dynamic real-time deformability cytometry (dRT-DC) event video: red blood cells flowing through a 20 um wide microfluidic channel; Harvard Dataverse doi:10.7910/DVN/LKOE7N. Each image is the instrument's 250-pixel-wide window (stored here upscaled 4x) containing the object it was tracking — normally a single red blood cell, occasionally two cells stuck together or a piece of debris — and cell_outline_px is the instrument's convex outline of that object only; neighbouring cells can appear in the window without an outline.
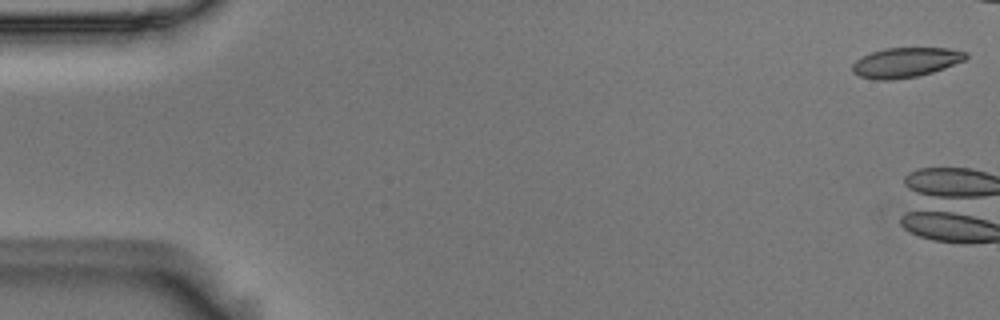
{"species": "Egyptian fruit bat (a non-hibernating species)", "species_latin": "Rousettus aegyptiacus", "temperature_condition": "room temperature", "stored_images_in_passage": 6, "camera_frame_rate_fps": 3000, "um_per_image_px": 0.085, "animal": {"sex": "male"}, "frame": {"image": 1, "passage_image": 1, "time_ms": 0.0, "image_size_px": [1000, 320], "cell_outline_px": [[968, 56], [964, 60], [944, 68], [932, 72], [916, 76], [892, 80], [876, 80], [860, 76], [852, 72], [852, 64], [860, 56], [884, 48], [948, 48], [968, 52]], "centroid_in_image_um": [76.95, 5.3], "position_along_channel_um": 8.0, "area_um2": 19.71}}